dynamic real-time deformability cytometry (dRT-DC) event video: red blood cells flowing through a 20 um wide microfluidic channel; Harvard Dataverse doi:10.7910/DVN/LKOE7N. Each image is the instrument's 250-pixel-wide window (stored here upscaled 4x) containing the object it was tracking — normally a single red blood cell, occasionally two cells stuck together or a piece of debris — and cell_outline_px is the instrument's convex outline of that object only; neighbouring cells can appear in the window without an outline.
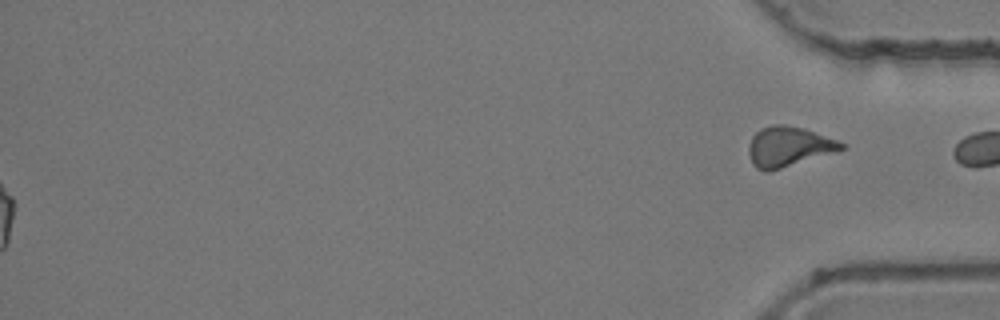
{"species": "common noctule bat (a hibernating species)", "species_latin": "Nyctalus noctula", "temperature_condition": "room temperature", "stored_images_in_passage": 55, "segment_of_instrument_passage": [2, 2], "camera_frame_rate_fps": 3000, "um_per_image_px": 0.085, "animal": {"sex": "female", "body_mass_g": 24.6, "forearm_length_mm": 56.2}, "frame": {"image": 1, "passage_image": 55, "time_ms": 18.0, "image_size_px": [1000, 320], "cell_outline_px": [[848, 148], [768, 172], [764, 172], [756, 168], [752, 164], [748, 152], [748, 144], [752, 136], [760, 128], [772, 124], [784, 124], [804, 128], [848, 144]], "centroid_in_image_um": [67.02, 12.46], "position_along_channel_um": 368.2, "area_um2": 21.85}}